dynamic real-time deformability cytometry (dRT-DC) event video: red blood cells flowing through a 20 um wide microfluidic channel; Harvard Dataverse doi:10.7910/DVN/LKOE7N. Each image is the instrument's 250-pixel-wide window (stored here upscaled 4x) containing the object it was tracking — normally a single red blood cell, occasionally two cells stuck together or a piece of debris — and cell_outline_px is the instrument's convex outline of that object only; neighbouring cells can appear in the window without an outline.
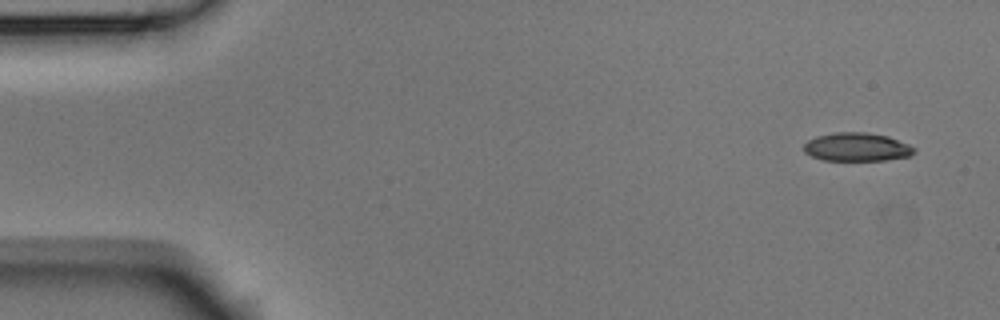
{"species": "Egyptian fruit bat (a non-hibernating species)", "species_latin": "Rousettus aegyptiacus", "temperature_condition": "room temperature", "stored_images_in_passage": 6, "camera_frame_rate_fps": 3000, "um_per_image_px": 0.085, "animal": {"sex": "male"}, "frame": {"image": 1, "passage_image": 1, "time_ms": 0.0, "image_size_px": [1000, 320], "cell_outline_px": [[916, 152], [912, 156], [884, 160], [824, 160], [812, 156], [804, 152], [804, 144], [808, 140], [816, 136], [836, 132], [868, 132], [888, 136], [908, 144], [916, 148]], "centroid_in_image_um": [72.86, 12.49], "position_along_channel_um": 12.1, "area_um2": 18.38}}
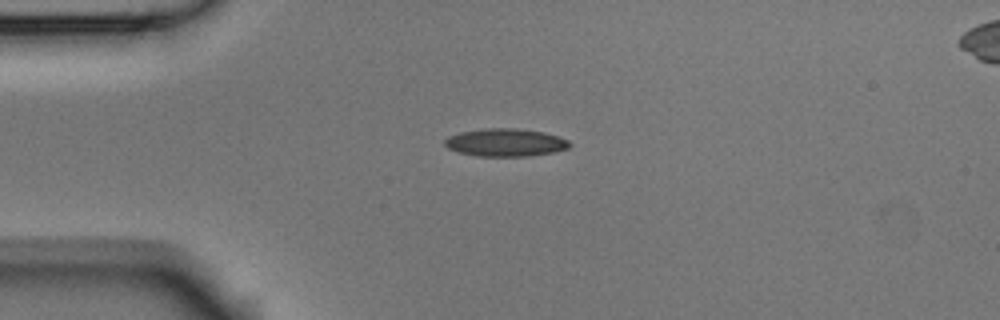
{"frame": {"image": 2, "passage_image": 4, "time_ms": 1.0, "image_size_px": [1000, 320], "cell_outline_px": [[572, 144], [568, 148], [552, 152], [524, 156], [476, 156], [460, 152], [448, 148], [444, 144], [444, 140], [448, 136], [460, 132], [484, 128], [516, 128], [544, 132], [568, 140]], "centroid_in_image_um": [42.94, 12.1], "position_along_channel_um": 42.1, "area_um2": 20.11}}
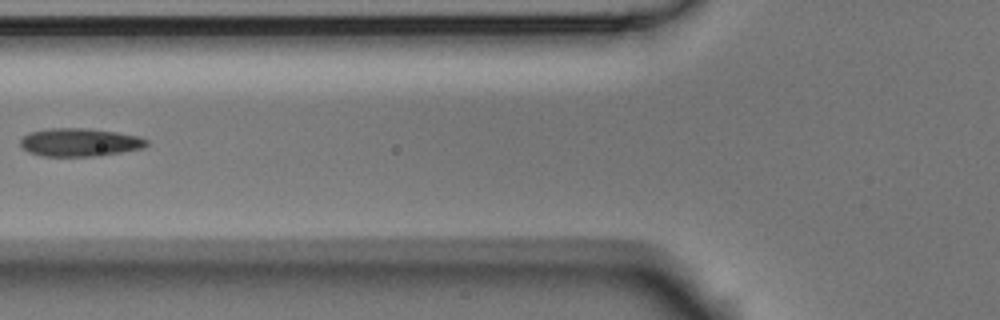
{"frame": {"image": 3, "passage_image": 6, "time_ms": 1.667, "image_size_px": [1000, 320], "cell_outline_px": [[148, 144], [144, 148], [100, 156], [40, 156], [28, 152], [20, 144], [20, 140], [24, 136], [32, 132], [52, 128], [88, 128], [116, 132], [140, 136], [148, 140]], "centroid_in_image_um": [6.82, 12.1], "position_along_channel_um": 119.0, "area_um2": 20.75}}